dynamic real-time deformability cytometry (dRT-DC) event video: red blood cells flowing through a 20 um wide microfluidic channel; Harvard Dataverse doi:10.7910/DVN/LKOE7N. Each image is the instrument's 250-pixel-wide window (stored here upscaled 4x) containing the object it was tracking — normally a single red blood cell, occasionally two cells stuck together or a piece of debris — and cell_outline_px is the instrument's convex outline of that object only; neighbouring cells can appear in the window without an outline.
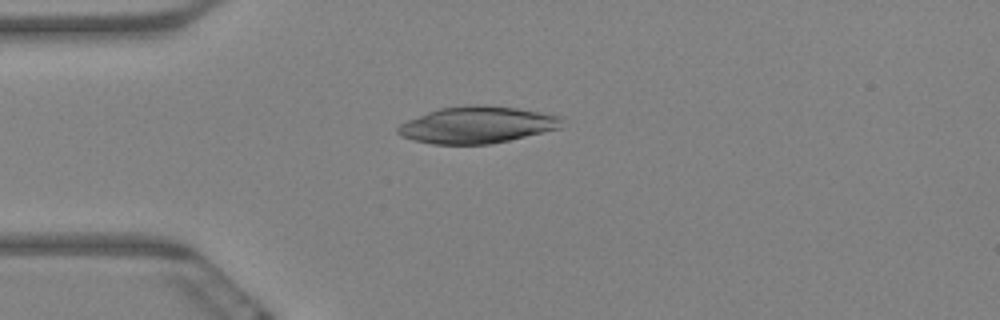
{"species": "Egyptian fruit bat (a non-hibernating species)", "species_latin": "Rousettus aegyptiacus", "temperature_condition": "warm", "stored_images_in_passage": 5, "camera_frame_rate_fps": 3000, "um_per_image_px": 0.085, "animal": {"sex": "female"}, "frame": {"image": 1, "passage_image": 1, "time_ms": 0.0, "image_size_px": [1000, 320], "cell_outline_px": [[564, 116], [560, 128], [544, 132], [508, 140], [488, 144], [432, 144], [412, 140], [400, 136], [396, 132], [396, 128], [400, 124], [408, 120], [428, 112], [440, 108], [476, 104], [480, 104], [516, 108]], "centroid_in_image_um": [40.54, 10.61], "position_along_channel_um": 44.5, "area_um2": 35.08}}
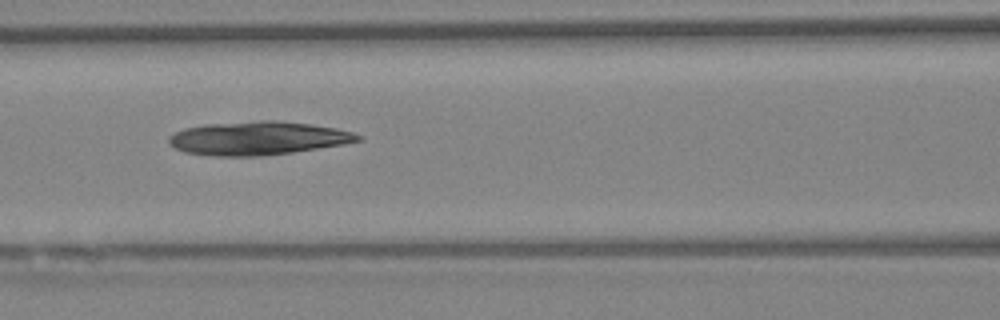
{"frame": {"image": 2, "passage_image": 4, "time_ms": 1.0, "image_size_px": [1000, 320], "cell_outline_px": [[364, 140], [344, 144], [292, 152], [260, 156], [216, 156], [184, 152], [168, 144], [168, 136], [184, 128], [204, 124], [260, 120], [276, 120], [312, 124], [336, 128], [352, 132], [364, 136]], "centroid_in_image_um": [21.93, 11.74], "position_along_channel_um": 144.7, "area_um2": 37.11}}
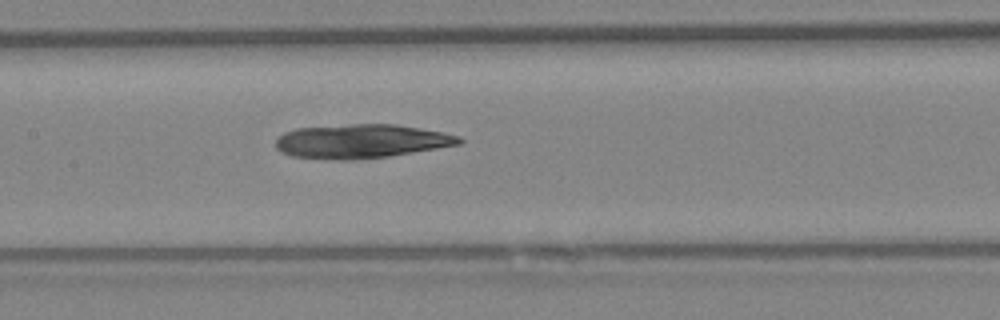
{"frame": {"image": 3, "passage_image": 5, "time_ms": 1.333, "image_size_px": [1000, 320], "cell_outline_px": [[464, 140], [460, 144], [388, 156], [356, 160], [340, 160], [292, 156], [280, 152], [276, 148], [276, 136], [284, 132], [296, 128], [352, 124], [396, 124], [444, 132], [460, 136]], "centroid_in_image_um": [30.68, 12.0], "position_along_channel_um": 176.7, "area_um2": 36.36}}